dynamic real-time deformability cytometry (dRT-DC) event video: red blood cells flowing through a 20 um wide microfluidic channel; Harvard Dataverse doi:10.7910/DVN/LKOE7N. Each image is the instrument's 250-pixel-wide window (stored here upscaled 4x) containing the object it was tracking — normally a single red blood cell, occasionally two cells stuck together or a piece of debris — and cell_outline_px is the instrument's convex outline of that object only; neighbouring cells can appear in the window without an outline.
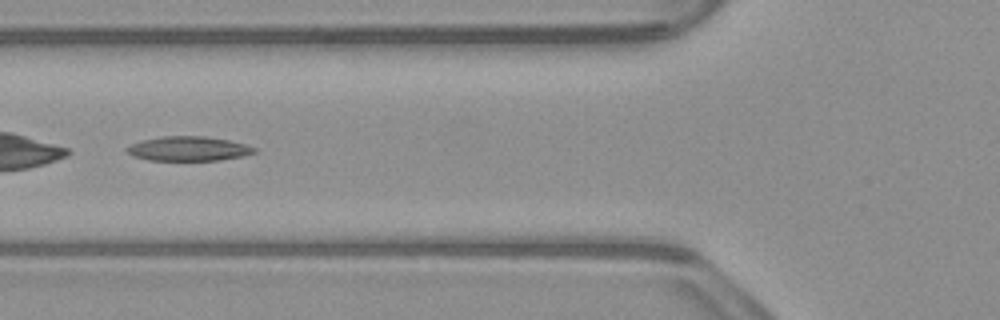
{"species": "common noctule bat (a hibernating species)", "species_latin": "Nyctalus noctula", "temperature_condition": "warm", "stored_images_in_passage": 35, "camera_frame_rate_fps": 3000, "um_per_image_px": 0.085, "animal": {"sex": "male", "body_mass_g": 23.1, "forearm_length_mm": 52.7}, "frame": {"image": 1, "passage_image": 4, "time_ms": 1.0, "image_size_px": [1000, 320], "cell_outline_px": [[256, 152], [244, 156], [220, 160], [148, 160], [132, 156], [124, 148], [132, 144], [144, 140], [164, 136], [204, 136], [228, 140], [244, 144], [256, 148]], "centroid_in_image_um": [16.02, 12.64], "position_along_channel_um": 109.8, "area_um2": 18.03}}
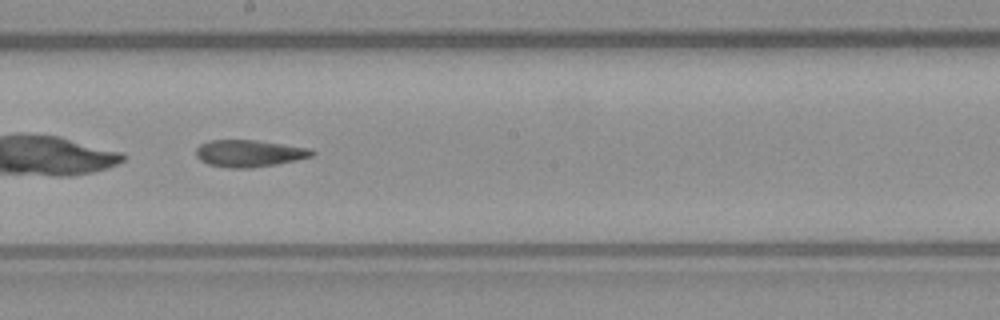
{"frame": {"image": 2, "passage_image": 13, "time_ms": 4.0, "image_size_px": [1000, 320], "cell_outline_px": [[316, 152], [312, 156], [296, 160], [276, 164], [252, 168], [228, 168], [208, 164], [200, 160], [196, 156], [196, 148], [200, 144], [208, 140], [256, 140], [312, 148]], "centroid_in_image_um": [21.18, 13.03], "position_along_channel_um": 227.0, "area_um2": 18.38}}
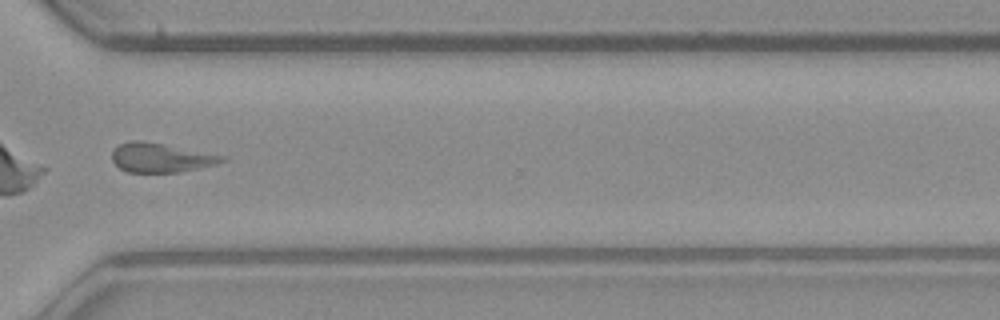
{"frame": {"image": 3, "passage_image": 23, "time_ms": 7.333, "image_size_px": [1000, 320], "cell_outline_px": [[228, 160], [216, 164], [180, 172], [128, 172], [120, 168], [112, 160], [112, 152], [120, 144], [132, 140], [140, 140], [164, 144], [228, 156]], "centroid_in_image_um": [13.72, 13.4], "position_along_channel_um": 356.9, "area_um2": 18.73}}